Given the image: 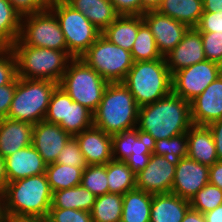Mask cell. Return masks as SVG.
<instances>
[{"label": "cell", "mask_w": 222, "mask_h": 222, "mask_svg": "<svg viewBox=\"0 0 222 222\" xmlns=\"http://www.w3.org/2000/svg\"><path fill=\"white\" fill-rule=\"evenodd\" d=\"M192 125L190 103L171 92L152 104L139 107L136 128L153 143L187 133Z\"/></svg>", "instance_id": "cell-1"}, {"label": "cell", "mask_w": 222, "mask_h": 222, "mask_svg": "<svg viewBox=\"0 0 222 222\" xmlns=\"http://www.w3.org/2000/svg\"><path fill=\"white\" fill-rule=\"evenodd\" d=\"M51 201L52 191L46 173L8 182L4 189L7 218H46Z\"/></svg>", "instance_id": "cell-2"}, {"label": "cell", "mask_w": 222, "mask_h": 222, "mask_svg": "<svg viewBox=\"0 0 222 222\" xmlns=\"http://www.w3.org/2000/svg\"><path fill=\"white\" fill-rule=\"evenodd\" d=\"M139 106L123 82L108 83L93 113V126L114 135L137 127Z\"/></svg>", "instance_id": "cell-3"}, {"label": "cell", "mask_w": 222, "mask_h": 222, "mask_svg": "<svg viewBox=\"0 0 222 222\" xmlns=\"http://www.w3.org/2000/svg\"><path fill=\"white\" fill-rule=\"evenodd\" d=\"M16 60L17 77L59 83L73 58L68 51L25 45L19 38L9 47Z\"/></svg>", "instance_id": "cell-4"}, {"label": "cell", "mask_w": 222, "mask_h": 222, "mask_svg": "<svg viewBox=\"0 0 222 222\" xmlns=\"http://www.w3.org/2000/svg\"><path fill=\"white\" fill-rule=\"evenodd\" d=\"M123 84L141 107L172 92V74L164 57L153 61H137L133 62Z\"/></svg>", "instance_id": "cell-5"}, {"label": "cell", "mask_w": 222, "mask_h": 222, "mask_svg": "<svg viewBox=\"0 0 222 222\" xmlns=\"http://www.w3.org/2000/svg\"><path fill=\"white\" fill-rule=\"evenodd\" d=\"M58 83L16 77V90L7 118L35 125L45 119L50 98Z\"/></svg>", "instance_id": "cell-6"}, {"label": "cell", "mask_w": 222, "mask_h": 222, "mask_svg": "<svg viewBox=\"0 0 222 222\" xmlns=\"http://www.w3.org/2000/svg\"><path fill=\"white\" fill-rule=\"evenodd\" d=\"M107 85L108 82L81 58L70 60L58 83L74 102L92 113L97 110Z\"/></svg>", "instance_id": "cell-7"}, {"label": "cell", "mask_w": 222, "mask_h": 222, "mask_svg": "<svg viewBox=\"0 0 222 222\" xmlns=\"http://www.w3.org/2000/svg\"><path fill=\"white\" fill-rule=\"evenodd\" d=\"M48 9L56 16L73 58H80L102 33L65 0H50Z\"/></svg>", "instance_id": "cell-8"}, {"label": "cell", "mask_w": 222, "mask_h": 222, "mask_svg": "<svg viewBox=\"0 0 222 222\" xmlns=\"http://www.w3.org/2000/svg\"><path fill=\"white\" fill-rule=\"evenodd\" d=\"M108 83L123 82L133 65L131 52L100 35L80 57Z\"/></svg>", "instance_id": "cell-9"}, {"label": "cell", "mask_w": 222, "mask_h": 222, "mask_svg": "<svg viewBox=\"0 0 222 222\" xmlns=\"http://www.w3.org/2000/svg\"><path fill=\"white\" fill-rule=\"evenodd\" d=\"M19 39L27 46L67 51L59 22L49 9L22 16Z\"/></svg>", "instance_id": "cell-10"}, {"label": "cell", "mask_w": 222, "mask_h": 222, "mask_svg": "<svg viewBox=\"0 0 222 222\" xmlns=\"http://www.w3.org/2000/svg\"><path fill=\"white\" fill-rule=\"evenodd\" d=\"M45 121L61 126L71 136H75L93 126V113L74 102L59 86L53 91Z\"/></svg>", "instance_id": "cell-11"}, {"label": "cell", "mask_w": 222, "mask_h": 222, "mask_svg": "<svg viewBox=\"0 0 222 222\" xmlns=\"http://www.w3.org/2000/svg\"><path fill=\"white\" fill-rule=\"evenodd\" d=\"M222 74V66L204 60L172 74V92L189 103Z\"/></svg>", "instance_id": "cell-12"}, {"label": "cell", "mask_w": 222, "mask_h": 222, "mask_svg": "<svg viewBox=\"0 0 222 222\" xmlns=\"http://www.w3.org/2000/svg\"><path fill=\"white\" fill-rule=\"evenodd\" d=\"M177 160L151 154L148 165L136 174V188L151 194L170 193Z\"/></svg>", "instance_id": "cell-13"}, {"label": "cell", "mask_w": 222, "mask_h": 222, "mask_svg": "<svg viewBox=\"0 0 222 222\" xmlns=\"http://www.w3.org/2000/svg\"><path fill=\"white\" fill-rule=\"evenodd\" d=\"M142 18L150 28L158 50L163 57L182 41L189 28L186 24L161 14L158 10L146 11Z\"/></svg>", "instance_id": "cell-14"}, {"label": "cell", "mask_w": 222, "mask_h": 222, "mask_svg": "<svg viewBox=\"0 0 222 222\" xmlns=\"http://www.w3.org/2000/svg\"><path fill=\"white\" fill-rule=\"evenodd\" d=\"M209 183V167L189 157L176 162L171 192L190 201L195 194Z\"/></svg>", "instance_id": "cell-15"}, {"label": "cell", "mask_w": 222, "mask_h": 222, "mask_svg": "<svg viewBox=\"0 0 222 222\" xmlns=\"http://www.w3.org/2000/svg\"><path fill=\"white\" fill-rule=\"evenodd\" d=\"M193 125L207 126L222 119V74L190 102Z\"/></svg>", "instance_id": "cell-16"}, {"label": "cell", "mask_w": 222, "mask_h": 222, "mask_svg": "<svg viewBox=\"0 0 222 222\" xmlns=\"http://www.w3.org/2000/svg\"><path fill=\"white\" fill-rule=\"evenodd\" d=\"M70 137L61 126L42 120L33 126L32 145L48 165L56 162Z\"/></svg>", "instance_id": "cell-17"}, {"label": "cell", "mask_w": 222, "mask_h": 222, "mask_svg": "<svg viewBox=\"0 0 222 222\" xmlns=\"http://www.w3.org/2000/svg\"><path fill=\"white\" fill-rule=\"evenodd\" d=\"M164 58L171 74L206 60L200 31L188 28L182 41Z\"/></svg>", "instance_id": "cell-18"}, {"label": "cell", "mask_w": 222, "mask_h": 222, "mask_svg": "<svg viewBox=\"0 0 222 222\" xmlns=\"http://www.w3.org/2000/svg\"><path fill=\"white\" fill-rule=\"evenodd\" d=\"M75 137L88 165H104L113 159L112 135L92 126Z\"/></svg>", "instance_id": "cell-19"}, {"label": "cell", "mask_w": 222, "mask_h": 222, "mask_svg": "<svg viewBox=\"0 0 222 222\" xmlns=\"http://www.w3.org/2000/svg\"><path fill=\"white\" fill-rule=\"evenodd\" d=\"M46 166L47 164L32 144L5 158L8 182L44 174Z\"/></svg>", "instance_id": "cell-20"}, {"label": "cell", "mask_w": 222, "mask_h": 222, "mask_svg": "<svg viewBox=\"0 0 222 222\" xmlns=\"http://www.w3.org/2000/svg\"><path fill=\"white\" fill-rule=\"evenodd\" d=\"M33 124L0 119V156L6 158L16 151L32 144Z\"/></svg>", "instance_id": "cell-21"}, {"label": "cell", "mask_w": 222, "mask_h": 222, "mask_svg": "<svg viewBox=\"0 0 222 222\" xmlns=\"http://www.w3.org/2000/svg\"><path fill=\"white\" fill-rule=\"evenodd\" d=\"M187 157L208 167L218 161L214 139L207 126L192 125L187 131Z\"/></svg>", "instance_id": "cell-22"}, {"label": "cell", "mask_w": 222, "mask_h": 222, "mask_svg": "<svg viewBox=\"0 0 222 222\" xmlns=\"http://www.w3.org/2000/svg\"><path fill=\"white\" fill-rule=\"evenodd\" d=\"M190 207V201L172 192L153 194L150 222H181Z\"/></svg>", "instance_id": "cell-23"}, {"label": "cell", "mask_w": 222, "mask_h": 222, "mask_svg": "<svg viewBox=\"0 0 222 222\" xmlns=\"http://www.w3.org/2000/svg\"><path fill=\"white\" fill-rule=\"evenodd\" d=\"M65 1L75 10L83 13L101 32H103L119 16L110 0Z\"/></svg>", "instance_id": "cell-24"}, {"label": "cell", "mask_w": 222, "mask_h": 222, "mask_svg": "<svg viewBox=\"0 0 222 222\" xmlns=\"http://www.w3.org/2000/svg\"><path fill=\"white\" fill-rule=\"evenodd\" d=\"M139 29V15H119L102 33L109 42L131 52Z\"/></svg>", "instance_id": "cell-25"}, {"label": "cell", "mask_w": 222, "mask_h": 222, "mask_svg": "<svg viewBox=\"0 0 222 222\" xmlns=\"http://www.w3.org/2000/svg\"><path fill=\"white\" fill-rule=\"evenodd\" d=\"M157 10L189 28L196 27L203 14V0H163Z\"/></svg>", "instance_id": "cell-26"}, {"label": "cell", "mask_w": 222, "mask_h": 222, "mask_svg": "<svg viewBox=\"0 0 222 222\" xmlns=\"http://www.w3.org/2000/svg\"><path fill=\"white\" fill-rule=\"evenodd\" d=\"M153 194L133 189L123 194L121 222H150Z\"/></svg>", "instance_id": "cell-27"}, {"label": "cell", "mask_w": 222, "mask_h": 222, "mask_svg": "<svg viewBox=\"0 0 222 222\" xmlns=\"http://www.w3.org/2000/svg\"><path fill=\"white\" fill-rule=\"evenodd\" d=\"M96 196L81 184L76 187L52 192L50 208L77 209L90 212Z\"/></svg>", "instance_id": "cell-28"}, {"label": "cell", "mask_w": 222, "mask_h": 222, "mask_svg": "<svg viewBox=\"0 0 222 222\" xmlns=\"http://www.w3.org/2000/svg\"><path fill=\"white\" fill-rule=\"evenodd\" d=\"M109 193L123 195L136 188V174L125 161L112 159L106 163Z\"/></svg>", "instance_id": "cell-29"}, {"label": "cell", "mask_w": 222, "mask_h": 222, "mask_svg": "<svg viewBox=\"0 0 222 222\" xmlns=\"http://www.w3.org/2000/svg\"><path fill=\"white\" fill-rule=\"evenodd\" d=\"M22 16L8 0H0V47H10L20 36Z\"/></svg>", "instance_id": "cell-30"}, {"label": "cell", "mask_w": 222, "mask_h": 222, "mask_svg": "<svg viewBox=\"0 0 222 222\" xmlns=\"http://www.w3.org/2000/svg\"><path fill=\"white\" fill-rule=\"evenodd\" d=\"M85 168L51 163L46 166V175L52 192L76 187L81 184Z\"/></svg>", "instance_id": "cell-31"}, {"label": "cell", "mask_w": 222, "mask_h": 222, "mask_svg": "<svg viewBox=\"0 0 222 222\" xmlns=\"http://www.w3.org/2000/svg\"><path fill=\"white\" fill-rule=\"evenodd\" d=\"M123 195L106 193L96 196L90 211L93 222H121Z\"/></svg>", "instance_id": "cell-32"}, {"label": "cell", "mask_w": 222, "mask_h": 222, "mask_svg": "<svg viewBox=\"0 0 222 222\" xmlns=\"http://www.w3.org/2000/svg\"><path fill=\"white\" fill-rule=\"evenodd\" d=\"M133 62L153 61L163 56L160 54L150 28L139 15V29L131 50Z\"/></svg>", "instance_id": "cell-33"}, {"label": "cell", "mask_w": 222, "mask_h": 222, "mask_svg": "<svg viewBox=\"0 0 222 222\" xmlns=\"http://www.w3.org/2000/svg\"><path fill=\"white\" fill-rule=\"evenodd\" d=\"M153 154L175 160L187 157V133L171 138H163L152 143Z\"/></svg>", "instance_id": "cell-34"}, {"label": "cell", "mask_w": 222, "mask_h": 222, "mask_svg": "<svg viewBox=\"0 0 222 222\" xmlns=\"http://www.w3.org/2000/svg\"><path fill=\"white\" fill-rule=\"evenodd\" d=\"M106 164L88 165L82 173L81 185L95 196L109 193Z\"/></svg>", "instance_id": "cell-35"}, {"label": "cell", "mask_w": 222, "mask_h": 222, "mask_svg": "<svg viewBox=\"0 0 222 222\" xmlns=\"http://www.w3.org/2000/svg\"><path fill=\"white\" fill-rule=\"evenodd\" d=\"M222 204V190L210 183L201 188L190 200V206L194 210L206 213Z\"/></svg>", "instance_id": "cell-36"}, {"label": "cell", "mask_w": 222, "mask_h": 222, "mask_svg": "<svg viewBox=\"0 0 222 222\" xmlns=\"http://www.w3.org/2000/svg\"><path fill=\"white\" fill-rule=\"evenodd\" d=\"M152 153V142L141 134L132 144L131 156L125 160V163L137 174L148 165Z\"/></svg>", "instance_id": "cell-37"}, {"label": "cell", "mask_w": 222, "mask_h": 222, "mask_svg": "<svg viewBox=\"0 0 222 222\" xmlns=\"http://www.w3.org/2000/svg\"><path fill=\"white\" fill-rule=\"evenodd\" d=\"M141 135L137 128L112 135V156L125 161L131 156L132 144Z\"/></svg>", "instance_id": "cell-38"}, {"label": "cell", "mask_w": 222, "mask_h": 222, "mask_svg": "<svg viewBox=\"0 0 222 222\" xmlns=\"http://www.w3.org/2000/svg\"><path fill=\"white\" fill-rule=\"evenodd\" d=\"M56 163L76 166L79 168H86L88 166L86 159L80 150L79 142L75 136H71L66 142L57 157Z\"/></svg>", "instance_id": "cell-39"}, {"label": "cell", "mask_w": 222, "mask_h": 222, "mask_svg": "<svg viewBox=\"0 0 222 222\" xmlns=\"http://www.w3.org/2000/svg\"><path fill=\"white\" fill-rule=\"evenodd\" d=\"M206 60L222 66V35L216 32H200Z\"/></svg>", "instance_id": "cell-40"}, {"label": "cell", "mask_w": 222, "mask_h": 222, "mask_svg": "<svg viewBox=\"0 0 222 222\" xmlns=\"http://www.w3.org/2000/svg\"><path fill=\"white\" fill-rule=\"evenodd\" d=\"M47 222H93L90 212L77 209L50 208Z\"/></svg>", "instance_id": "cell-41"}, {"label": "cell", "mask_w": 222, "mask_h": 222, "mask_svg": "<svg viewBox=\"0 0 222 222\" xmlns=\"http://www.w3.org/2000/svg\"><path fill=\"white\" fill-rule=\"evenodd\" d=\"M16 77V60L12 50L0 47V86L10 84Z\"/></svg>", "instance_id": "cell-42"}, {"label": "cell", "mask_w": 222, "mask_h": 222, "mask_svg": "<svg viewBox=\"0 0 222 222\" xmlns=\"http://www.w3.org/2000/svg\"><path fill=\"white\" fill-rule=\"evenodd\" d=\"M196 28L200 32H216L222 35V11L203 12Z\"/></svg>", "instance_id": "cell-43"}, {"label": "cell", "mask_w": 222, "mask_h": 222, "mask_svg": "<svg viewBox=\"0 0 222 222\" xmlns=\"http://www.w3.org/2000/svg\"><path fill=\"white\" fill-rule=\"evenodd\" d=\"M21 16L39 13L49 8L50 0H8Z\"/></svg>", "instance_id": "cell-44"}, {"label": "cell", "mask_w": 222, "mask_h": 222, "mask_svg": "<svg viewBox=\"0 0 222 222\" xmlns=\"http://www.w3.org/2000/svg\"><path fill=\"white\" fill-rule=\"evenodd\" d=\"M16 90V78L7 85L0 86V119L7 118Z\"/></svg>", "instance_id": "cell-45"}, {"label": "cell", "mask_w": 222, "mask_h": 222, "mask_svg": "<svg viewBox=\"0 0 222 222\" xmlns=\"http://www.w3.org/2000/svg\"><path fill=\"white\" fill-rule=\"evenodd\" d=\"M119 15H141V0H110Z\"/></svg>", "instance_id": "cell-46"}, {"label": "cell", "mask_w": 222, "mask_h": 222, "mask_svg": "<svg viewBox=\"0 0 222 222\" xmlns=\"http://www.w3.org/2000/svg\"><path fill=\"white\" fill-rule=\"evenodd\" d=\"M207 127L214 139L218 161H222V119L210 123Z\"/></svg>", "instance_id": "cell-47"}, {"label": "cell", "mask_w": 222, "mask_h": 222, "mask_svg": "<svg viewBox=\"0 0 222 222\" xmlns=\"http://www.w3.org/2000/svg\"><path fill=\"white\" fill-rule=\"evenodd\" d=\"M209 183L222 190V161H216L209 167Z\"/></svg>", "instance_id": "cell-48"}, {"label": "cell", "mask_w": 222, "mask_h": 222, "mask_svg": "<svg viewBox=\"0 0 222 222\" xmlns=\"http://www.w3.org/2000/svg\"><path fill=\"white\" fill-rule=\"evenodd\" d=\"M181 222H206V219L203 213L190 207Z\"/></svg>", "instance_id": "cell-49"}, {"label": "cell", "mask_w": 222, "mask_h": 222, "mask_svg": "<svg viewBox=\"0 0 222 222\" xmlns=\"http://www.w3.org/2000/svg\"><path fill=\"white\" fill-rule=\"evenodd\" d=\"M222 11V0H203V12Z\"/></svg>", "instance_id": "cell-50"}, {"label": "cell", "mask_w": 222, "mask_h": 222, "mask_svg": "<svg viewBox=\"0 0 222 222\" xmlns=\"http://www.w3.org/2000/svg\"><path fill=\"white\" fill-rule=\"evenodd\" d=\"M206 222H222V204L215 209L204 213Z\"/></svg>", "instance_id": "cell-51"}, {"label": "cell", "mask_w": 222, "mask_h": 222, "mask_svg": "<svg viewBox=\"0 0 222 222\" xmlns=\"http://www.w3.org/2000/svg\"><path fill=\"white\" fill-rule=\"evenodd\" d=\"M163 0H141V16L150 10H157Z\"/></svg>", "instance_id": "cell-52"}, {"label": "cell", "mask_w": 222, "mask_h": 222, "mask_svg": "<svg viewBox=\"0 0 222 222\" xmlns=\"http://www.w3.org/2000/svg\"><path fill=\"white\" fill-rule=\"evenodd\" d=\"M7 183L5 159L0 156V191H4Z\"/></svg>", "instance_id": "cell-53"}, {"label": "cell", "mask_w": 222, "mask_h": 222, "mask_svg": "<svg viewBox=\"0 0 222 222\" xmlns=\"http://www.w3.org/2000/svg\"><path fill=\"white\" fill-rule=\"evenodd\" d=\"M7 222H47L46 218L10 217Z\"/></svg>", "instance_id": "cell-54"}, {"label": "cell", "mask_w": 222, "mask_h": 222, "mask_svg": "<svg viewBox=\"0 0 222 222\" xmlns=\"http://www.w3.org/2000/svg\"><path fill=\"white\" fill-rule=\"evenodd\" d=\"M0 222H7V215L4 203V191H0Z\"/></svg>", "instance_id": "cell-55"}]
</instances>
